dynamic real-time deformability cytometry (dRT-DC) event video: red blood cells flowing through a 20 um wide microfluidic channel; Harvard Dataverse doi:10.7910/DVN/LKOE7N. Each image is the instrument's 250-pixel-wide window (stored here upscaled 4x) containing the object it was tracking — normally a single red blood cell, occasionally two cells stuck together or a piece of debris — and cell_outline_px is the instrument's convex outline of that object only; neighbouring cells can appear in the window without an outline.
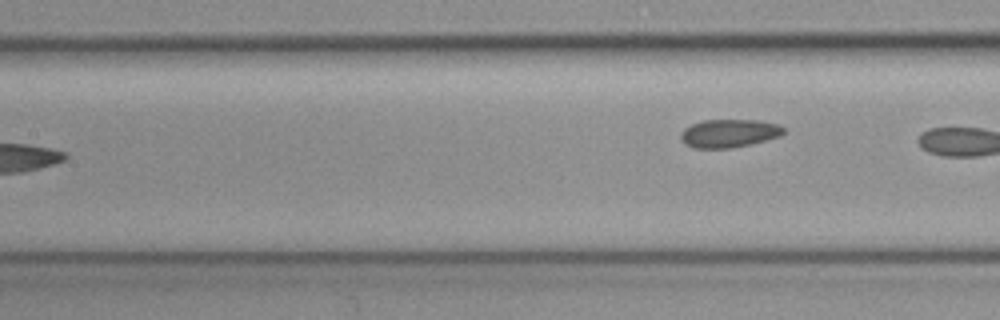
{"species": "common noctule bat (a hibernating species)", "species_latin": "Nyctalus noctula", "temperature_condition": "cold", "stored_images_in_passage": 7, "camera_frame_rate_fps": 3000, "um_per_image_px": 0.085, "animal": {"sex": "female", "body_mass_g": 19.3, "forearm_length_mm": 54.1}, "frame": {"image": 1, "passage_image": 7, "time_ms": 2.0, "image_size_px": [1000, 320], "cell_outline_px": [[784, 132], [780, 136], [748, 144], [728, 148], [696, 148], [684, 144], [680, 140], [680, 132], [684, 128], [692, 124], [704, 120], [756, 120], [776, 124], [784, 128]], "centroid_in_image_um": [61.9, 11.33], "position_along_channel_um": 145.5, "area_um2": 16.7}}